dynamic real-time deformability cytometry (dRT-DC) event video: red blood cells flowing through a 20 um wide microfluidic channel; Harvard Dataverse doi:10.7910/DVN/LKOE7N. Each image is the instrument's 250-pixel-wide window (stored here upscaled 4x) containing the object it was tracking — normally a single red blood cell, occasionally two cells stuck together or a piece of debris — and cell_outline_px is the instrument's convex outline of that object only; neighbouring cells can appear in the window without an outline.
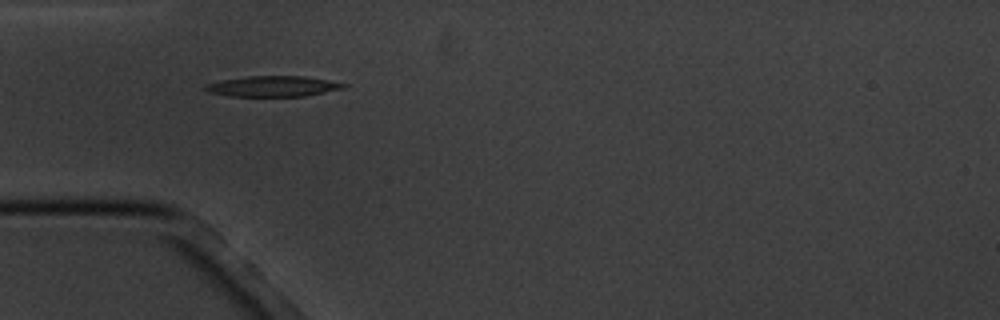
{"species": "common noctule bat (a hibernating species)", "species_latin": "Nyctalus noctula", "temperature_condition": "cold", "stored_images_in_passage": 5, "camera_frame_rate_fps": 3000, "um_per_image_px": 0.085, "animal": {"sex": "male", "body_mass_g": 20.1, "forearm_length_mm": 53.5}, "frame": {"image": 1, "passage_image": 4, "time_ms": 4.667, "image_size_px": [1000, 320], "cell_outline_px": [[348, 84], [344, 88], [304, 96], [232, 96], [208, 92], [204, 88], [204, 84], [220, 80], [248, 76], [304, 76], [328, 80]], "centroid_in_image_um": [23.17, 7.33], "position_along_channel_um": 61.8, "area_um2": 16.53}}
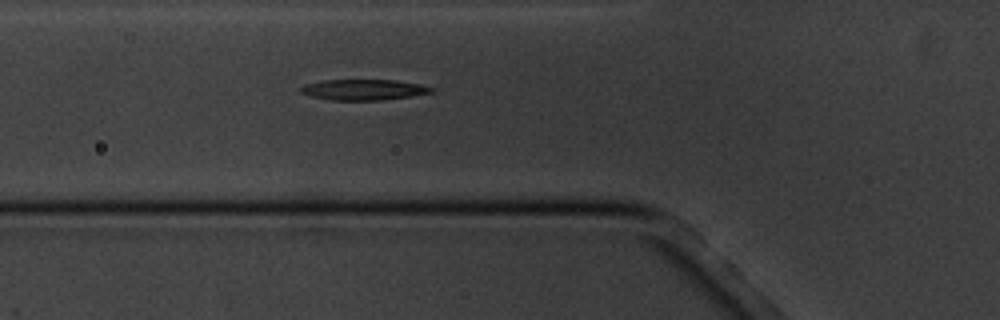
{"frame": {"image": 2, "passage_image": 5, "time_ms": 5.667, "image_size_px": [1000, 320], "cell_outline_px": [[436, 88], [432, 92], [412, 96], [380, 100], [332, 100], [312, 96], [300, 92], [300, 88], [304, 84], [324, 80], [396, 80], [420, 84]], "centroid_in_image_um": [30.93, 7.62], "position_along_channel_um": 94.9, "area_um2": 15.72}}